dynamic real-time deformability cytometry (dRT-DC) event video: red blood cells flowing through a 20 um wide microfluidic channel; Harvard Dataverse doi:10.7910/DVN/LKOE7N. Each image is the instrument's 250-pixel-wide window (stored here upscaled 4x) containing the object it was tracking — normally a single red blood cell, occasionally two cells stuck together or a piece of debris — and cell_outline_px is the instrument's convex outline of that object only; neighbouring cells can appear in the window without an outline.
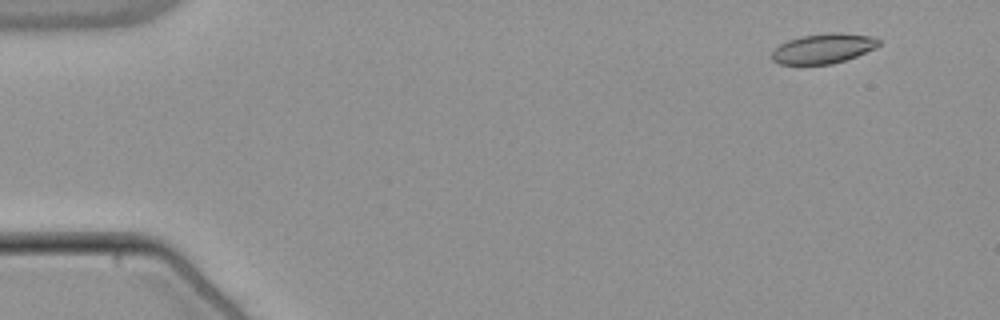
{"species": "common noctule bat (a hibernating species)", "species_latin": "Nyctalus noctula", "temperature_condition": "warm", "stored_images_in_passage": 40, "camera_frame_rate_fps": 3000, "um_per_image_px": 0.085, "animal": {"sex": "male", "body_mass_g": 21.5, "forearm_length_mm": 52.0}, "frame": {"image": 1, "passage_image": 1, "time_ms": 0.0, "image_size_px": [1000, 320], "cell_outline_px": [[880, 44], [876, 48], [856, 56], [832, 64], [780, 64], [772, 60], [772, 52], [780, 44], [788, 40], [800, 36], [828, 32], [840, 32], [872, 36], [880, 40]], "centroid_in_image_um": [70.0, 4.11], "position_along_channel_um": 15.0, "area_um2": 18.67}}
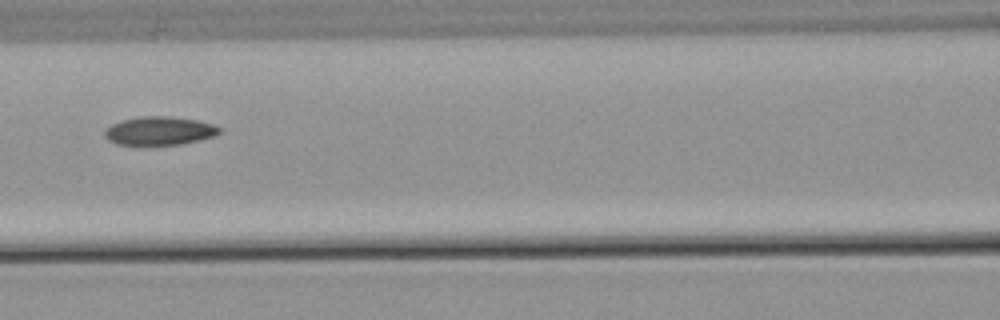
{"frame": {"image": 2, "passage_image": 21, "time_ms": 6.667, "image_size_px": [1000, 320], "cell_outline_px": [[220, 132], [216, 136], [200, 140], [180, 144], [116, 144], [108, 140], [104, 136], [104, 128], [112, 124], [124, 120], [140, 116], [168, 116], [196, 120], [212, 124], [220, 128]], "centroid_in_image_um": [13.54, 11.11], "position_along_channel_um": 153.1, "area_um2": 18.9}}
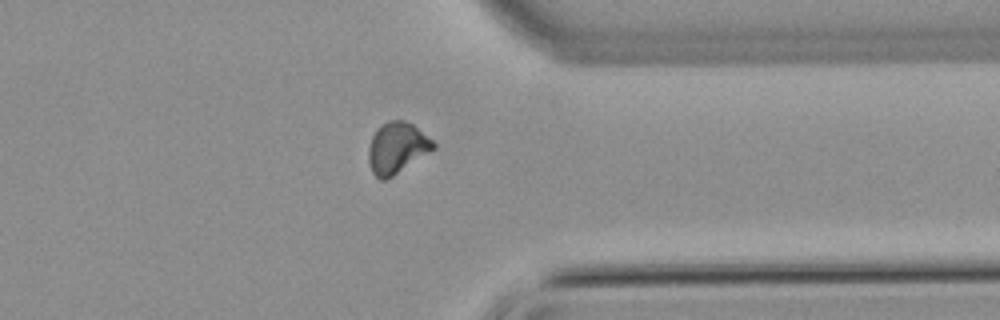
{"frame": {"image": 3, "passage_image": 39, "time_ms": 12.667, "image_size_px": [1000, 320], "cell_outline_px": [[436, 148], [392, 176], [384, 180], [380, 180], [372, 172], [368, 160], [368, 148], [372, 136], [376, 128], [388, 120], [404, 120], [412, 124], [432, 140], [436, 144]], "centroid_in_image_um": [33.72, 12.56], "position_along_channel_um": 377.7, "area_um2": 19.19}, "authors_computed_cell_mechanics": {"area_um2": 19.3341, "velocity_mm_per_s": 3.8314, "shape_relaxation_time_tau1_ms": null, "shape_relaxation_time_tau2_ms": 7.056, "deformation_change_tau1": null, "deformation_change_tau2": 0.1218}}